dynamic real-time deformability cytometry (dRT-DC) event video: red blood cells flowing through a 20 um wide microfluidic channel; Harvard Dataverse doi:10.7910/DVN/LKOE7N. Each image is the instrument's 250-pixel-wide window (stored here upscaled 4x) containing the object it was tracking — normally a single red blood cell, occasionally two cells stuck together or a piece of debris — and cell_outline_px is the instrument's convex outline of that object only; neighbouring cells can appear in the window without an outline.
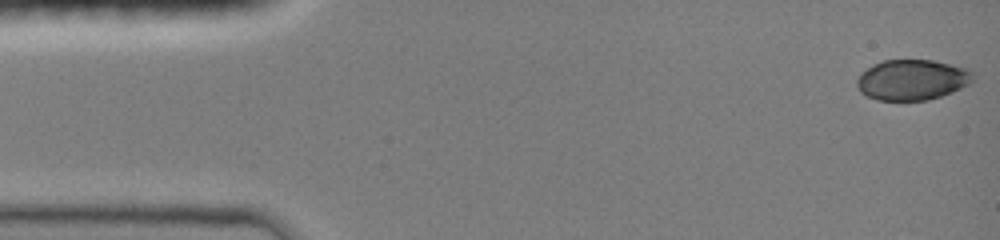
{"species": "common noctule bat (a hibernating species)", "species_latin": "Nyctalus noctula", "temperature_condition": "room temperature", "stored_images_in_passage": 32, "camera_frame_rate_fps": 3000, "um_per_image_px": 0.085, "animal": {"sex": "female", "body_mass_g": 19.0, "forearm_length_mm": 51.5}, "frame": {"image": 1, "passage_image": 1, "time_ms": 0.0, "image_size_px": [1000, 240], "cell_outline_px": [[972, 80], [968, 84], [952, 92], [928, 100], [876, 100], [864, 96], [860, 92], [856, 84], [856, 80], [860, 72], [884, 60], [932, 60], [968, 68], [972, 72]], "centroid_in_image_um": [77.49, 6.79], "position_along_channel_um": 7.5, "area_um2": 27.4}}
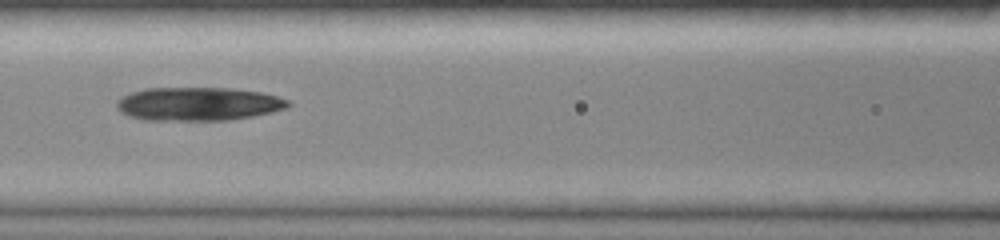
{"frame": {"image": 2, "passage_image": 27, "time_ms": 6.333, "image_size_px": [1000, 240], "cell_outline_px": [[292, 104], [288, 108], [252, 116], [228, 120], [144, 120], [128, 116], [120, 112], [116, 108], [116, 100], [120, 96], [144, 88], [232, 88], [260, 92], [276, 96], [288, 100]], "centroid_in_image_um": [16.8, 8.83], "position_along_channel_um": 149.8, "area_um2": 33.64}}
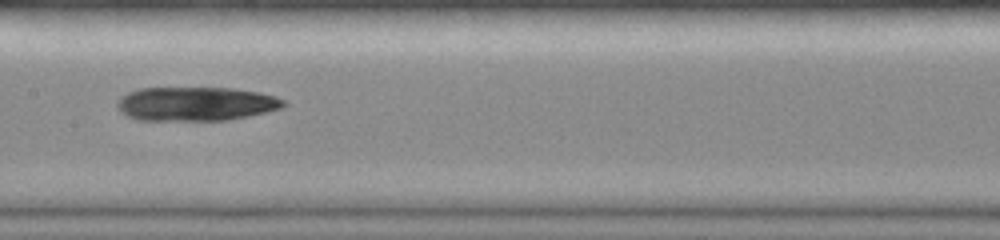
{"frame": {"image": 3, "passage_image": 31, "time_ms": 7.333, "image_size_px": [1000, 240], "cell_outline_px": [[288, 104], [280, 108], [248, 116], [228, 120], [136, 120], [120, 112], [116, 104], [128, 92], [140, 88], [232, 88], [260, 92], [276, 96], [284, 100]], "centroid_in_image_um": [16.66, 8.82], "position_along_channel_um": 190.7, "area_um2": 32.89}}